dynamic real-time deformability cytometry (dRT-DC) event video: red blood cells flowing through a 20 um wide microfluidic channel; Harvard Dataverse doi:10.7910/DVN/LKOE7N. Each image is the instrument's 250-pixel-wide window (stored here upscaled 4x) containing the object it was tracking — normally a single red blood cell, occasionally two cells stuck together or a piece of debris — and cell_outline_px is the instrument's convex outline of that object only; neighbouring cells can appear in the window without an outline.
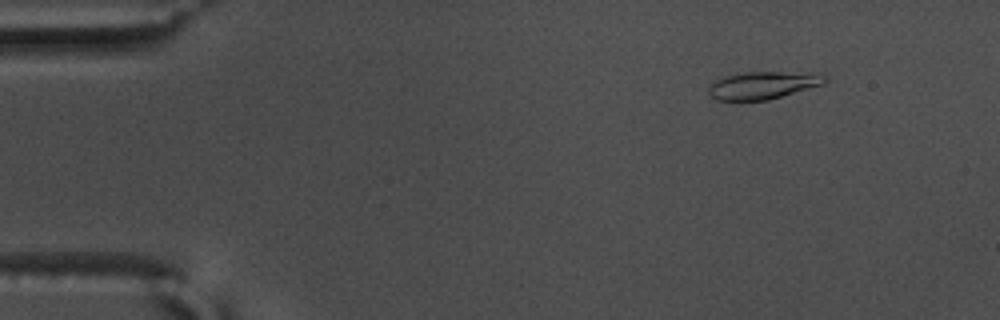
{"species": "common noctule bat (a hibernating species)", "species_latin": "Nyctalus noctula", "temperature_condition": "warm", "stored_images_in_passage": 56, "camera_frame_rate_fps": 3000, "um_per_image_px": 0.085, "animal": {"sex": "male", "body_mass_g": 17.5, "forearm_length_mm": 52.3}, "frame": {"image": 1, "passage_image": 7, "time_ms": 2.0, "image_size_px": [1000, 320], "cell_outline_px": [[828, 80], [824, 84], [768, 100], [716, 100], [708, 92], [708, 88], [716, 80], [724, 76], [744, 72], [820, 72], [828, 76]], "centroid_in_image_um": [64.93, 7.22], "position_along_channel_um": 20.1, "area_um2": 18.84}}
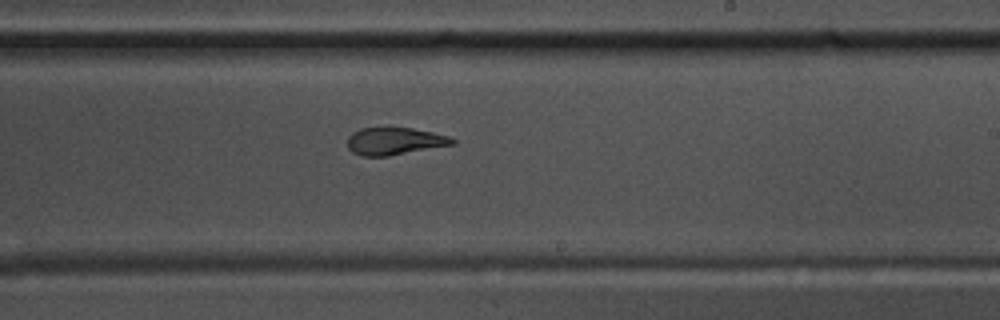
{"frame": {"image": 2, "passage_image": 34, "time_ms": 11.0, "image_size_px": [1000, 320], "cell_outline_px": [[456, 144], [388, 156], [360, 156], [352, 152], [348, 148], [348, 136], [352, 132], [360, 128], [412, 128], [432, 132], [448, 136], [456, 140]], "centroid_in_image_um": [33.53, 12.0], "position_along_channel_um": 255.5, "area_um2": 16.76}}
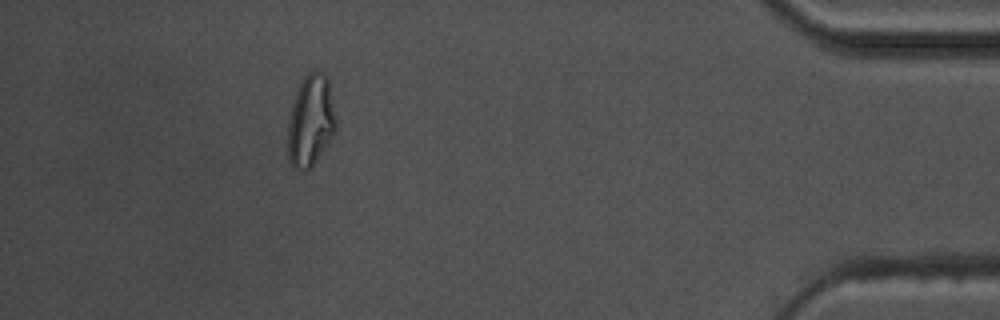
{"frame": {"image": 3, "passage_image": 51, "time_ms": 16.667, "image_size_px": [1000, 320], "cell_outline_px": [[336, 132], [316, 160], [304, 172], [300, 172], [292, 168], [288, 160], [288, 124], [292, 104], [300, 80], [312, 68], [316, 68], [324, 72], [328, 76], [336, 116]], "centroid_in_image_um": [26.41, 10.22], "position_along_channel_um": 408.8, "area_um2": 26.3}, "authors_computed_cell_mechanics": {"area_um2": 18.5249, "velocity_mm_per_s": 3.6446, "shape_relaxation_time_tau1_ms": null, "shape_relaxation_time_tau2_ms": 1.819, "deformation_change_tau1": null, "deformation_change_tau2": 0.0778}}